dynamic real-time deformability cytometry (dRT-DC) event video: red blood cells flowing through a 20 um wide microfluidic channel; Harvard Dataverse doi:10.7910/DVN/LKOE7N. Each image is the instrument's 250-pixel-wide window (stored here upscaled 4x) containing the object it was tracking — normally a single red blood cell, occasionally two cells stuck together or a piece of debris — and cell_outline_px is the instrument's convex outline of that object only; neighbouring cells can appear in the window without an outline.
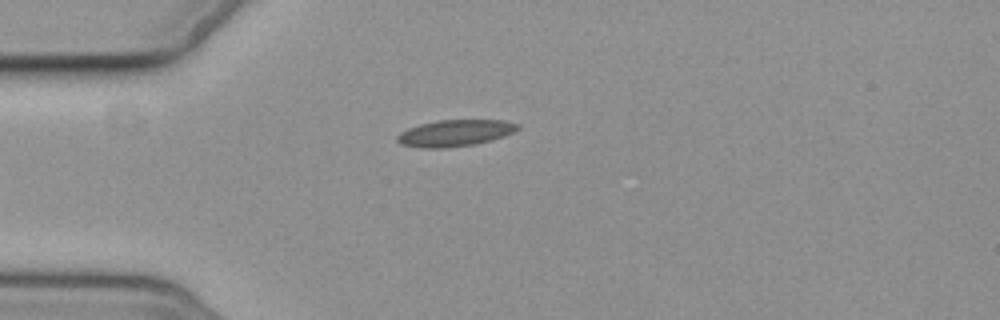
{"species": "common noctule bat (a hibernating species)", "species_latin": "Nyctalus noctula", "temperature_condition": "cold", "stored_images_in_passage": 3, "camera_frame_rate_fps": 3000, "um_per_image_px": 0.085, "animal": {"sex": "female", "body_mass_g": 19.3, "forearm_length_mm": 54.1}, "frame": {"image": 1, "passage_image": 3, "time_ms": 2.333, "image_size_px": [1000, 320], "cell_outline_px": [[520, 128], [504, 136], [472, 144], [444, 148], [420, 148], [400, 144], [396, 140], [396, 136], [400, 132], [408, 128], [420, 124], [436, 120], [504, 120], [520, 124]], "centroid_in_image_um": [38.63, 11.3], "position_along_channel_um": 46.4, "area_um2": 18.55}}